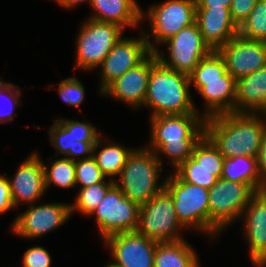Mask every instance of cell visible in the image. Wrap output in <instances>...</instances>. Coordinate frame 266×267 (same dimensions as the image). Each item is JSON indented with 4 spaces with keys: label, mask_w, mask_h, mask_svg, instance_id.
Segmentation results:
<instances>
[{
    "label": "cell",
    "mask_w": 266,
    "mask_h": 267,
    "mask_svg": "<svg viewBox=\"0 0 266 267\" xmlns=\"http://www.w3.org/2000/svg\"><path fill=\"white\" fill-rule=\"evenodd\" d=\"M141 14L142 21L145 16L150 21V34L144 32V36L151 52H155L159 44L195 23L196 0H166L151 5L146 13L142 10Z\"/></svg>",
    "instance_id": "cell-6"
},
{
    "label": "cell",
    "mask_w": 266,
    "mask_h": 267,
    "mask_svg": "<svg viewBox=\"0 0 266 267\" xmlns=\"http://www.w3.org/2000/svg\"><path fill=\"white\" fill-rule=\"evenodd\" d=\"M259 0H232L230 5V14L232 20L239 27L249 16Z\"/></svg>",
    "instance_id": "cell-38"
},
{
    "label": "cell",
    "mask_w": 266,
    "mask_h": 267,
    "mask_svg": "<svg viewBox=\"0 0 266 267\" xmlns=\"http://www.w3.org/2000/svg\"><path fill=\"white\" fill-rule=\"evenodd\" d=\"M232 0H196V8H230Z\"/></svg>",
    "instance_id": "cell-41"
},
{
    "label": "cell",
    "mask_w": 266,
    "mask_h": 267,
    "mask_svg": "<svg viewBox=\"0 0 266 267\" xmlns=\"http://www.w3.org/2000/svg\"><path fill=\"white\" fill-rule=\"evenodd\" d=\"M154 267H200L199 258L185 239L157 243Z\"/></svg>",
    "instance_id": "cell-24"
},
{
    "label": "cell",
    "mask_w": 266,
    "mask_h": 267,
    "mask_svg": "<svg viewBox=\"0 0 266 267\" xmlns=\"http://www.w3.org/2000/svg\"><path fill=\"white\" fill-rule=\"evenodd\" d=\"M266 113H224L205 118V135L226 158L258 157Z\"/></svg>",
    "instance_id": "cell-1"
},
{
    "label": "cell",
    "mask_w": 266,
    "mask_h": 267,
    "mask_svg": "<svg viewBox=\"0 0 266 267\" xmlns=\"http://www.w3.org/2000/svg\"><path fill=\"white\" fill-rule=\"evenodd\" d=\"M157 62V56L151 52L140 64L114 81L101 95L125 102L135 110L139 109L144 105L150 72Z\"/></svg>",
    "instance_id": "cell-16"
},
{
    "label": "cell",
    "mask_w": 266,
    "mask_h": 267,
    "mask_svg": "<svg viewBox=\"0 0 266 267\" xmlns=\"http://www.w3.org/2000/svg\"><path fill=\"white\" fill-rule=\"evenodd\" d=\"M195 22L204 41L215 51L238 35L229 8H196Z\"/></svg>",
    "instance_id": "cell-19"
},
{
    "label": "cell",
    "mask_w": 266,
    "mask_h": 267,
    "mask_svg": "<svg viewBox=\"0 0 266 267\" xmlns=\"http://www.w3.org/2000/svg\"><path fill=\"white\" fill-rule=\"evenodd\" d=\"M115 184L114 180H104L101 183L80 189L75 197V202L70 204L71 214L79 211L82 215H91L103 200L107 191Z\"/></svg>",
    "instance_id": "cell-29"
},
{
    "label": "cell",
    "mask_w": 266,
    "mask_h": 267,
    "mask_svg": "<svg viewBox=\"0 0 266 267\" xmlns=\"http://www.w3.org/2000/svg\"><path fill=\"white\" fill-rule=\"evenodd\" d=\"M43 167L46 191L51 184L63 189L76 187L75 161L62 157L54 160L50 167L43 163Z\"/></svg>",
    "instance_id": "cell-28"
},
{
    "label": "cell",
    "mask_w": 266,
    "mask_h": 267,
    "mask_svg": "<svg viewBox=\"0 0 266 267\" xmlns=\"http://www.w3.org/2000/svg\"><path fill=\"white\" fill-rule=\"evenodd\" d=\"M165 189L174 203L180 223L187 229L209 235V189L182 181L175 173L168 175Z\"/></svg>",
    "instance_id": "cell-7"
},
{
    "label": "cell",
    "mask_w": 266,
    "mask_h": 267,
    "mask_svg": "<svg viewBox=\"0 0 266 267\" xmlns=\"http://www.w3.org/2000/svg\"><path fill=\"white\" fill-rule=\"evenodd\" d=\"M140 205L124 196L114 184L90 216L95 215L102 240L121 232L136 231Z\"/></svg>",
    "instance_id": "cell-11"
},
{
    "label": "cell",
    "mask_w": 266,
    "mask_h": 267,
    "mask_svg": "<svg viewBox=\"0 0 266 267\" xmlns=\"http://www.w3.org/2000/svg\"><path fill=\"white\" fill-rule=\"evenodd\" d=\"M168 45V57H164L159 48L154 52L158 61L179 73L190 75L199 61L213 50L204 41L196 22L180 30L173 37L163 42Z\"/></svg>",
    "instance_id": "cell-10"
},
{
    "label": "cell",
    "mask_w": 266,
    "mask_h": 267,
    "mask_svg": "<svg viewBox=\"0 0 266 267\" xmlns=\"http://www.w3.org/2000/svg\"><path fill=\"white\" fill-rule=\"evenodd\" d=\"M43 162L38 153H31L18 166L15 176L8 178L14 208L20 203L32 205L47 192Z\"/></svg>",
    "instance_id": "cell-17"
},
{
    "label": "cell",
    "mask_w": 266,
    "mask_h": 267,
    "mask_svg": "<svg viewBox=\"0 0 266 267\" xmlns=\"http://www.w3.org/2000/svg\"><path fill=\"white\" fill-rule=\"evenodd\" d=\"M255 193L248 184L219 178L209 189V239L216 238L226 227L241 219Z\"/></svg>",
    "instance_id": "cell-5"
},
{
    "label": "cell",
    "mask_w": 266,
    "mask_h": 267,
    "mask_svg": "<svg viewBox=\"0 0 266 267\" xmlns=\"http://www.w3.org/2000/svg\"><path fill=\"white\" fill-rule=\"evenodd\" d=\"M68 131H72L75 139H82V142L96 143L98 138L102 135L96 128L89 122H82L71 119H57Z\"/></svg>",
    "instance_id": "cell-36"
},
{
    "label": "cell",
    "mask_w": 266,
    "mask_h": 267,
    "mask_svg": "<svg viewBox=\"0 0 266 267\" xmlns=\"http://www.w3.org/2000/svg\"><path fill=\"white\" fill-rule=\"evenodd\" d=\"M161 165L155 152L147 147L133 149L115 184L124 196L141 206L165 189L166 178L158 183Z\"/></svg>",
    "instance_id": "cell-4"
},
{
    "label": "cell",
    "mask_w": 266,
    "mask_h": 267,
    "mask_svg": "<svg viewBox=\"0 0 266 267\" xmlns=\"http://www.w3.org/2000/svg\"><path fill=\"white\" fill-rule=\"evenodd\" d=\"M191 158L206 169H222L223 167L224 156L206 135L196 144Z\"/></svg>",
    "instance_id": "cell-32"
},
{
    "label": "cell",
    "mask_w": 266,
    "mask_h": 267,
    "mask_svg": "<svg viewBox=\"0 0 266 267\" xmlns=\"http://www.w3.org/2000/svg\"><path fill=\"white\" fill-rule=\"evenodd\" d=\"M50 253L42 246H33L24 252L23 267H51Z\"/></svg>",
    "instance_id": "cell-37"
},
{
    "label": "cell",
    "mask_w": 266,
    "mask_h": 267,
    "mask_svg": "<svg viewBox=\"0 0 266 267\" xmlns=\"http://www.w3.org/2000/svg\"><path fill=\"white\" fill-rule=\"evenodd\" d=\"M49 130V141L57 149L53 157L56 158L57 155L65 154V158L78 161L92 156L93 147L96 143H86L82 142V139H75L72 131H68L57 119L49 127Z\"/></svg>",
    "instance_id": "cell-25"
},
{
    "label": "cell",
    "mask_w": 266,
    "mask_h": 267,
    "mask_svg": "<svg viewBox=\"0 0 266 267\" xmlns=\"http://www.w3.org/2000/svg\"><path fill=\"white\" fill-rule=\"evenodd\" d=\"M28 206L12 224V232L26 239H35L64 225L72 216L70 203H49Z\"/></svg>",
    "instance_id": "cell-13"
},
{
    "label": "cell",
    "mask_w": 266,
    "mask_h": 267,
    "mask_svg": "<svg viewBox=\"0 0 266 267\" xmlns=\"http://www.w3.org/2000/svg\"><path fill=\"white\" fill-rule=\"evenodd\" d=\"M14 209L10 184L6 173L0 175V215Z\"/></svg>",
    "instance_id": "cell-39"
},
{
    "label": "cell",
    "mask_w": 266,
    "mask_h": 267,
    "mask_svg": "<svg viewBox=\"0 0 266 267\" xmlns=\"http://www.w3.org/2000/svg\"><path fill=\"white\" fill-rule=\"evenodd\" d=\"M221 178L250 185L256 192L266 190V184L258 172L257 157H224Z\"/></svg>",
    "instance_id": "cell-23"
},
{
    "label": "cell",
    "mask_w": 266,
    "mask_h": 267,
    "mask_svg": "<svg viewBox=\"0 0 266 267\" xmlns=\"http://www.w3.org/2000/svg\"><path fill=\"white\" fill-rule=\"evenodd\" d=\"M140 31L143 34L139 38L122 37L98 67L100 71L98 74L101 77L100 91H98L100 96L114 81L140 64L151 53L144 36V29Z\"/></svg>",
    "instance_id": "cell-12"
},
{
    "label": "cell",
    "mask_w": 266,
    "mask_h": 267,
    "mask_svg": "<svg viewBox=\"0 0 266 267\" xmlns=\"http://www.w3.org/2000/svg\"><path fill=\"white\" fill-rule=\"evenodd\" d=\"M102 136L98 138L96 144L93 147L92 157L95 159L96 164L101 169L103 175L110 180H116L118 175H120L123 169L128 155L133 149L125 147L118 143H113L111 140H107V144L103 145L101 141ZM102 147L98 152V147Z\"/></svg>",
    "instance_id": "cell-26"
},
{
    "label": "cell",
    "mask_w": 266,
    "mask_h": 267,
    "mask_svg": "<svg viewBox=\"0 0 266 267\" xmlns=\"http://www.w3.org/2000/svg\"><path fill=\"white\" fill-rule=\"evenodd\" d=\"M105 267H118L115 264H113L112 262H109L108 264H106Z\"/></svg>",
    "instance_id": "cell-43"
},
{
    "label": "cell",
    "mask_w": 266,
    "mask_h": 267,
    "mask_svg": "<svg viewBox=\"0 0 266 267\" xmlns=\"http://www.w3.org/2000/svg\"><path fill=\"white\" fill-rule=\"evenodd\" d=\"M249 255L255 267L266 266V190L256 192L241 216Z\"/></svg>",
    "instance_id": "cell-18"
},
{
    "label": "cell",
    "mask_w": 266,
    "mask_h": 267,
    "mask_svg": "<svg viewBox=\"0 0 266 267\" xmlns=\"http://www.w3.org/2000/svg\"><path fill=\"white\" fill-rule=\"evenodd\" d=\"M21 89L13 83H7L0 79V100L2 98L3 104L0 103V123H10L14 119V110L21 102ZM7 100V101H6ZM7 105V106H6ZM4 107V108H3ZM8 107V108H7Z\"/></svg>",
    "instance_id": "cell-33"
},
{
    "label": "cell",
    "mask_w": 266,
    "mask_h": 267,
    "mask_svg": "<svg viewBox=\"0 0 266 267\" xmlns=\"http://www.w3.org/2000/svg\"><path fill=\"white\" fill-rule=\"evenodd\" d=\"M57 91L63 102L80 109L85 98V89L77 77L73 76L62 80L58 84Z\"/></svg>",
    "instance_id": "cell-35"
},
{
    "label": "cell",
    "mask_w": 266,
    "mask_h": 267,
    "mask_svg": "<svg viewBox=\"0 0 266 267\" xmlns=\"http://www.w3.org/2000/svg\"><path fill=\"white\" fill-rule=\"evenodd\" d=\"M150 145L160 160L166 156L174 170L191 157L196 144L205 135V117L200 113L150 117ZM162 154V155H161Z\"/></svg>",
    "instance_id": "cell-2"
},
{
    "label": "cell",
    "mask_w": 266,
    "mask_h": 267,
    "mask_svg": "<svg viewBox=\"0 0 266 267\" xmlns=\"http://www.w3.org/2000/svg\"><path fill=\"white\" fill-rule=\"evenodd\" d=\"M238 34L252 40L266 42V0H259L249 16L238 27Z\"/></svg>",
    "instance_id": "cell-30"
},
{
    "label": "cell",
    "mask_w": 266,
    "mask_h": 267,
    "mask_svg": "<svg viewBox=\"0 0 266 267\" xmlns=\"http://www.w3.org/2000/svg\"><path fill=\"white\" fill-rule=\"evenodd\" d=\"M258 172L261 180L266 184V129L262 136L261 147L257 157Z\"/></svg>",
    "instance_id": "cell-40"
},
{
    "label": "cell",
    "mask_w": 266,
    "mask_h": 267,
    "mask_svg": "<svg viewBox=\"0 0 266 267\" xmlns=\"http://www.w3.org/2000/svg\"><path fill=\"white\" fill-rule=\"evenodd\" d=\"M118 267H154L158 242L152 241L137 231L113 234L104 239Z\"/></svg>",
    "instance_id": "cell-14"
},
{
    "label": "cell",
    "mask_w": 266,
    "mask_h": 267,
    "mask_svg": "<svg viewBox=\"0 0 266 267\" xmlns=\"http://www.w3.org/2000/svg\"><path fill=\"white\" fill-rule=\"evenodd\" d=\"M227 72L224 58L218 51L213 50L209 55L199 61L189 75L190 81H213L221 80Z\"/></svg>",
    "instance_id": "cell-31"
},
{
    "label": "cell",
    "mask_w": 266,
    "mask_h": 267,
    "mask_svg": "<svg viewBox=\"0 0 266 267\" xmlns=\"http://www.w3.org/2000/svg\"><path fill=\"white\" fill-rule=\"evenodd\" d=\"M75 178L76 185L80 184L79 189H82L92 184L101 183L106 177L91 156L87 159L75 161Z\"/></svg>",
    "instance_id": "cell-34"
},
{
    "label": "cell",
    "mask_w": 266,
    "mask_h": 267,
    "mask_svg": "<svg viewBox=\"0 0 266 267\" xmlns=\"http://www.w3.org/2000/svg\"><path fill=\"white\" fill-rule=\"evenodd\" d=\"M227 72L235 79L252 74L266 66V42L247 39L239 34L218 50Z\"/></svg>",
    "instance_id": "cell-15"
},
{
    "label": "cell",
    "mask_w": 266,
    "mask_h": 267,
    "mask_svg": "<svg viewBox=\"0 0 266 267\" xmlns=\"http://www.w3.org/2000/svg\"><path fill=\"white\" fill-rule=\"evenodd\" d=\"M174 173L184 182L210 189L221 178L222 169H206L190 157Z\"/></svg>",
    "instance_id": "cell-27"
},
{
    "label": "cell",
    "mask_w": 266,
    "mask_h": 267,
    "mask_svg": "<svg viewBox=\"0 0 266 267\" xmlns=\"http://www.w3.org/2000/svg\"><path fill=\"white\" fill-rule=\"evenodd\" d=\"M190 87L188 75L158 61L151 69L143 106L151 108L150 117L199 113L192 101Z\"/></svg>",
    "instance_id": "cell-3"
},
{
    "label": "cell",
    "mask_w": 266,
    "mask_h": 267,
    "mask_svg": "<svg viewBox=\"0 0 266 267\" xmlns=\"http://www.w3.org/2000/svg\"><path fill=\"white\" fill-rule=\"evenodd\" d=\"M93 14L90 19L134 28L142 23V8L136 0H91Z\"/></svg>",
    "instance_id": "cell-22"
},
{
    "label": "cell",
    "mask_w": 266,
    "mask_h": 267,
    "mask_svg": "<svg viewBox=\"0 0 266 267\" xmlns=\"http://www.w3.org/2000/svg\"><path fill=\"white\" fill-rule=\"evenodd\" d=\"M204 101L205 118L235 112L236 80L226 72L221 80L190 81Z\"/></svg>",
    "instance_id": "cell-20"
},
{
    "label": "cell",
    "mask_w": 266,
    "mask_h": 267,
    "mask_svg": "<svg viewBox=\"0 0 266 267\" xmlns=\"http://www.w3.org/2000/svg\"><path fill=\"white\" fill-rule=\"evenodd\" d=\"M186 229L178 220L174 203L164 189L140 207L137 232L152 241L174 242L184 239L180 231Z\"/></svg>",
    "instance_id": "cell-9"
},
{
    "label": "cell",
    "mask_w": 266,
    "mask_h": 267,
    "mask_svg": "<svg viewBox=\"0 0 266 267\" xmlns=\"http://www.w3.org/2000/svg\"><path fill=\"white\" fill-rule=\"evenodd\" d=\"M235 113H266V66L236 80Z\"/></svg>",
    "instance_id": "cell-21"
},
{
    "label": "cell",
    "mask_w": 266,
    "mask_h": 267,
    "mask_svg": "<svg viewBox=\"0 0 266 267\" xmlns=\"http://www.w3.org/2000/svg\"><path fill=\"white\" fill-rule=\"evenodd\" d=\"M54 1H56L59 5L67 9L71 7L74 8L75 6L82 4V2H89V4L91 3V0H54Z\"/></svg>",
    "instance_id": "cell-42"
},
{
    "label": "cell",
    "mask_w": 266,
    "mask_h": 267,
    "mask_svg": "<svg viewBox=\"0 0 266 267\" xmlns=\"http://www.w3.org/2000/svg\"><path fill=\"white\" fill-rule=\"evenodd\" d=\"M76 40L74 69L95 70L102 64L114 45L123 37L124 29L117 24L88 18L79 29Z\"/></svg>",
    "instance_id": "cell-8"
}]
</instances>
